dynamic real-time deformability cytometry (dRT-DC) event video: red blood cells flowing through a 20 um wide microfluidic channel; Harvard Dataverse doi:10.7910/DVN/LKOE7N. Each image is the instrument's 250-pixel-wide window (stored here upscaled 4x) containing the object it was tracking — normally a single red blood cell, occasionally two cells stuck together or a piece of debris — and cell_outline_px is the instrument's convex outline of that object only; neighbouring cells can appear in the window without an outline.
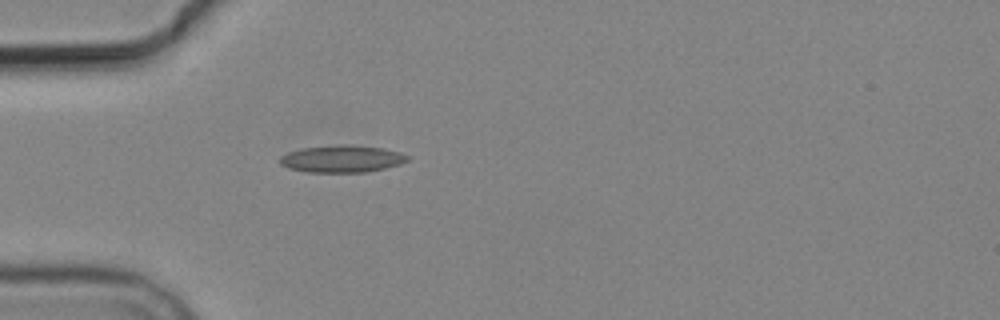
{"species": "common noctule bat (a hibernating species)", "species_latin": "Nyctalus noctula", "temperature_condition": "cold", "stored_images_in_passage": 3, "camera_frame_rate_fps": 3000, "um_per_image_px": 0.085, "animal": {"sex": "male", "body_mass_g": 19.2, "forearm_length_mm": 51.8}, "frame": {"image": 1, "passage_image": 3, "time_ms": 2.333, "image_size_px": [1000, 320], "cell_outline_px": [[408, 160], [400, 164], [384, 168], [364, 172], [308, 172], [288, 168], [280, 164], [280, 156], [288, 152], [304, 148], [340, 144], [348, 144], [384, 148], [400, 152], [408, 156]], "centroid_in_image_um": [29.06, 13.49], "position_along_channel_um": 55.9, "area_um2": 20.11}}